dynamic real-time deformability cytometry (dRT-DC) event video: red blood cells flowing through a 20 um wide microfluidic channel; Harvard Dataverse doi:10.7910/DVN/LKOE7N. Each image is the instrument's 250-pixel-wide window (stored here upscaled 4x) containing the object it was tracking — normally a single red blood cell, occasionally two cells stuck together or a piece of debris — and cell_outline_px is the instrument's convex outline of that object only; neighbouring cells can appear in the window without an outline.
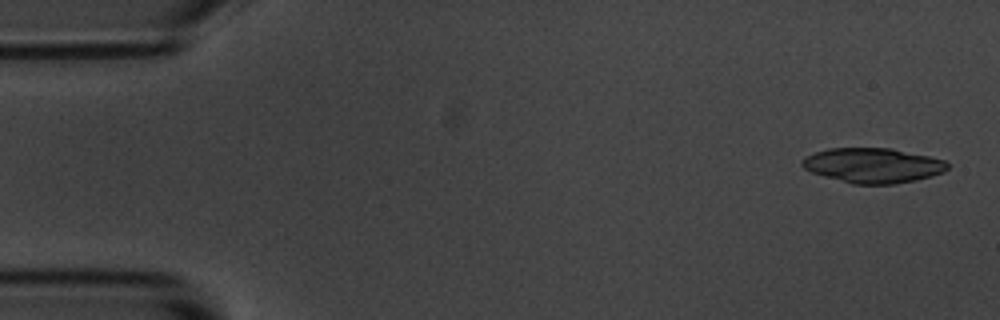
{"species": "common noctule bat (a hibernating species)", "species_latin": "Nyctalus noctula", "temperature_condition": "room temperature", "stored_images_in_passage": 4, "camera_frame_rate_fps": 3000, "um_per_image_px": 0.085, "animal": {"sex": "male", "body_mass_g": 20.1, "forearm_length_mm": 53.5}, "frame": {"image": 1, "passage_image": 1, "time_ms": 0.0, "image_size_px": [1000, 320], "cell_outline_px": [[948, 168], [944, 172], [932, 176], [916, 180], [892, 184], [852, 184], [824, 176], [812, 172], [804, 168], [800, 164], [800, 160], [804, 156], [828, 148], [892, 148], [928, 156], [944, 160], [948, 164]], "centroid_in_image_um": [74.17, 14.05], "position_along_channel_um": 10.8, "area_um2": 29.59}}